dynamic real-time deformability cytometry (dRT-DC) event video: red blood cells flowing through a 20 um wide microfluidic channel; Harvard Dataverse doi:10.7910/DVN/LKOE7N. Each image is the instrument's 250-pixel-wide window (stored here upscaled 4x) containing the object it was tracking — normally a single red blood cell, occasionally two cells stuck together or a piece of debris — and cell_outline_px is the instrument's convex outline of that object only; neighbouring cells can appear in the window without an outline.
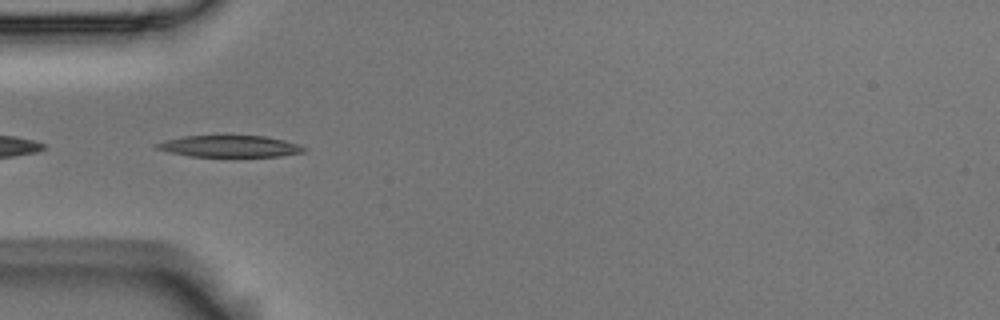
{"species": "Egyptian fruit bat (a non-hibernating species)", "species_latin": "Rousettus aegyptiacus", "temperature_condition": "room temperature", "stored_images_in_passage": 9, "camera_frame_rate_fps": 3000, "um_per_image_px": 0.085, "animal": {"sex": "male"}, "frame": {"image": 1, "passage_image": 3, "time_ms": 0.667, "image_size_px": [1000, 320], "cell_outline_px": [[304, 152], [280, 156], [188, 156], [168, 152], [156, 148], [152, 144], [184, 136], [264, 136], [284, 140], [296, 144], [304, 148]], "centroid_in_image_um": [19.47, 12.43], "position_along_channel_um": 65.5, "area_um2": 18.21}}
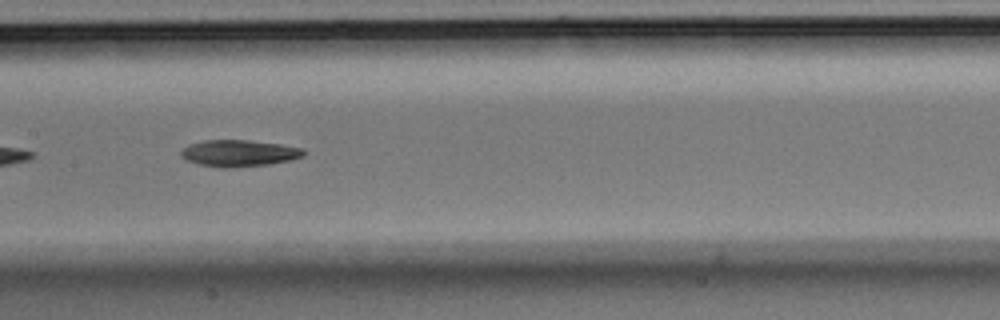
{"frame": {"image": 2, "passage_image": 6, "time_ms": 1.667, "image_size_px": [1000, 320], "cell_outline_px": [[304, 156], [288, 160], [268, 164], [228, 168], [220, 168], [196, 164], [184, 160], [180, 156], [180, 152], [188, 144], [204, 140], [248, 140], [280, 144], [304, 148]], "centroid_in_image_um": [20.25, 13.02], "position_along_channel_um": 187.2, "area_um2": 19.13}}
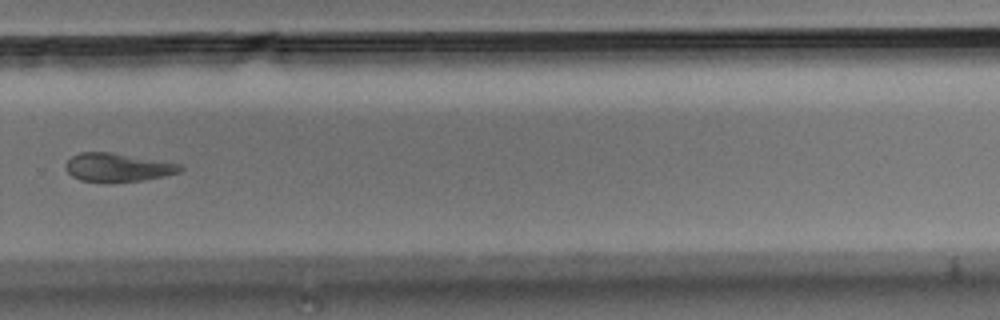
{"frame": {"image": 3, "passage_image": 9, "time_ms": 2.667, "image_size_px": [1000, 320], "cell_outline_px": [[184, 168], [180, 172], [164, 176], [144, 180], [80, 180], [72, 176], [64, 168], [64, 164], [72, 156], [80, 152], [112, 152], [180, 164]], "centroid_in_image_um": [10.0, 14.19], "position_along_channel_um": 319.8, "area_um2": 18.5}}